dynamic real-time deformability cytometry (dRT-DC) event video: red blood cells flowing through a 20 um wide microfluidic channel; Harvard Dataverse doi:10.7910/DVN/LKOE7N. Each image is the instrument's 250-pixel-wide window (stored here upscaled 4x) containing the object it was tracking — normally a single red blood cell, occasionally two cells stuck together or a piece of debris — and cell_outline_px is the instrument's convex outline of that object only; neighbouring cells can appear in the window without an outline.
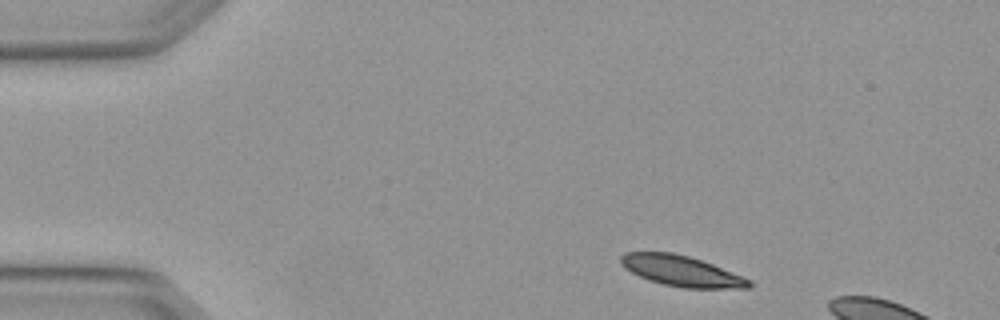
{"species": "Egyptian fruit bat (a non-hibernating species)", "species_latin": "Rousettus aegyptiacus", "temperature_condition": "warm", "stored_images_in_passage": 3, "camera_frame_rate_fps": 3000, "um_per_image_px": 0.085, "animal": {"sex": "female"}, "frame": {"image": 1, "passage_image": 1, "time_ms": 0.0, "image_size_px": [1000, 320], "cell_outline_px": [[752, 288], [684, 288], [664, 284], [648, 280], [624, 268], [620, 264], [620, 256], [624, 252], [672, 252], [688, 256], [712, 264], [752, 280]], "centroid_in_image_um": [57.91, 23.03], "position_along_channel_um": 27.1, "area_um2": 22.83}}